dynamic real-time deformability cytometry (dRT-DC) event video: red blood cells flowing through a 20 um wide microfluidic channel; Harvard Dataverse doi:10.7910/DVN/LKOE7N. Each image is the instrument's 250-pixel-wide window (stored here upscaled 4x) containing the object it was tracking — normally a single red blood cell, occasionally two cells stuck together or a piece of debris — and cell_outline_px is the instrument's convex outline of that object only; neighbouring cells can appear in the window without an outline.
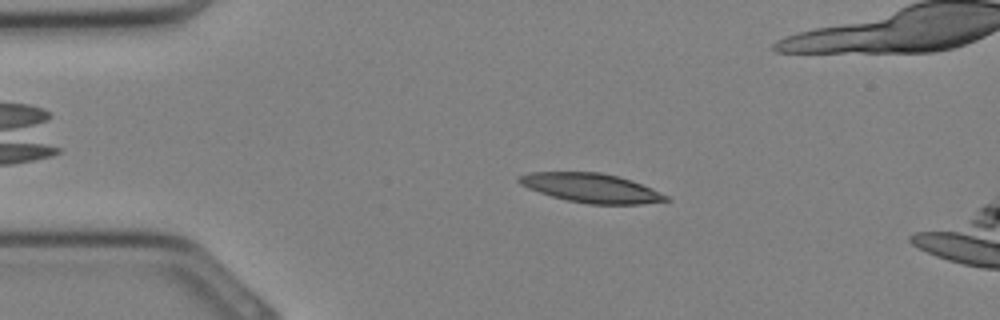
{"species": "Egyptian fruit bat (a non-hibernating species)", "species_latin": "Rousettus aegyptiacus", "temperature_condition": "cold", "stored_images_in_passage": 9, "camera_frame_rate_fps": 3000, "um_per_image_px": 0.085, "animal": {"sex": "female"}, "frame": {"image": 1, "passage_image": 6, "time_ms": 1.667, "image_size_px": [1000, 320], "cell_outline_px": [[672, 200], [640, 204], [588, 204], [568, 200], [552, 196], [528, 188], [520, 184], [516, 180], [520, 176], [528, 172], [600, 172], [620, 176], [632, 180], [652, 188], [668, 196]], "centroid_in_image_um": [50.28, 15.97], "position_along_channel_um": 34.7, "area_um2": 24.97}}